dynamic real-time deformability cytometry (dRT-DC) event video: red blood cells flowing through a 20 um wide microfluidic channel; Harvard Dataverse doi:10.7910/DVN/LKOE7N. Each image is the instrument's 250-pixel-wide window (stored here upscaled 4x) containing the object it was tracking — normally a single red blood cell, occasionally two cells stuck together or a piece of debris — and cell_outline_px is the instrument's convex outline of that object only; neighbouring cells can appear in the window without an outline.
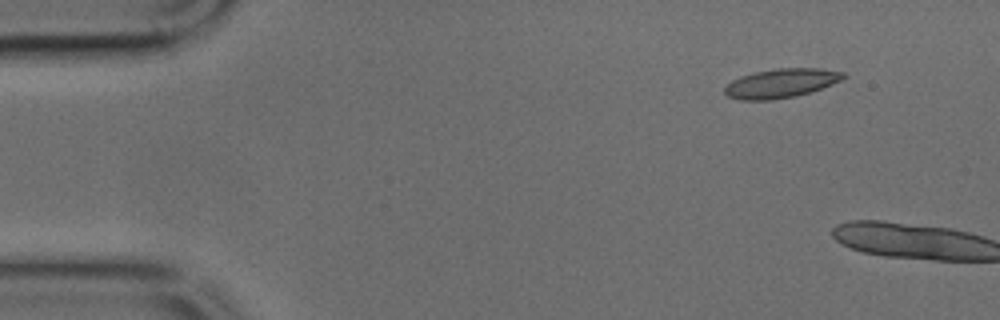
{"species": "common noctule bat (a hibernating species)", "species_latin": "Nyctalus noctula", "temperature_condition": "cold", "stored_images_in_passage": 3, "camera_frame_rate_fps": 3000, "um_per_image_px": 0.085, "animal": {"sex": "male", "body_mass_g": 17.9, "forearm_length_mm": 54.2}, "frame": {"image": 1, "passage_image": 1, "time_ms": 0.0, "image_size_px": [1000, 320], "cell_outline_px": [[848, 76], [832, 84], [796, 96], [772, 100], [740, 100], [728, 96], [724, 92], [724, 88], [732, 80], [740, 76], [756, 72], [776, 68], [820, 68], [844, 72]], "centroid_in_image_um": [66.39, 7.07], "position_along_channel_um": 18.6, "area_um2": 20.06}}